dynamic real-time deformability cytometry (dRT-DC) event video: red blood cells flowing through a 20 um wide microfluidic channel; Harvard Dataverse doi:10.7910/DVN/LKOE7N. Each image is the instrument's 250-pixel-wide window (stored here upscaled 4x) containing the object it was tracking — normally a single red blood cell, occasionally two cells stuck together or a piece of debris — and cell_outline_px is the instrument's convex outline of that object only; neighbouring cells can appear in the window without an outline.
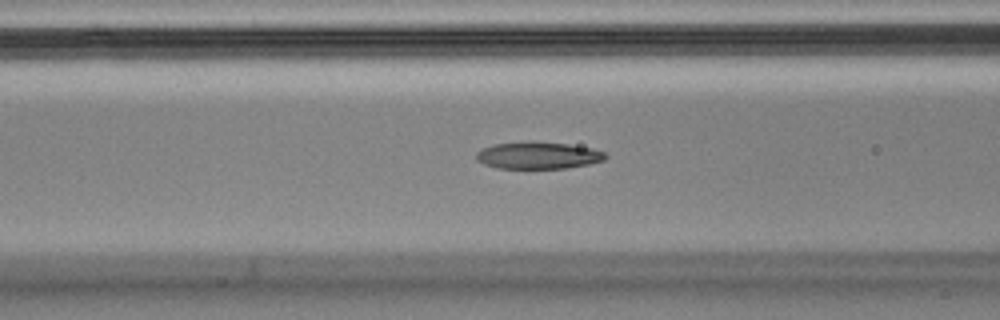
{"species": "Egyptian fruit bat (a non-hibernating species)", "species_latin": "Rousettus aegyptiacus", "temperature_condition": "cold", "stored_images_in_passage": 55, "camera_frame_rate_fps": 3000, "um_per_image_px": 0.085, "animal": {"sex": "male"}, "frame": {"image": 1, "passage_image": 21, "time_ms": 6.667, "image_size_px": [1000, 320], "cell_outline_px": [[608, 156], [604, 160], [588, 164], [568, 168], [496, 168], [484, 164], [476, 160], [476, 152], [492, 144], [568, 144], [592, 148], [604, 152]], "centroid_in_image_um": [45.76, 13.25], "position_along_channel_um": 120.8, "area_um2": 19.48}}
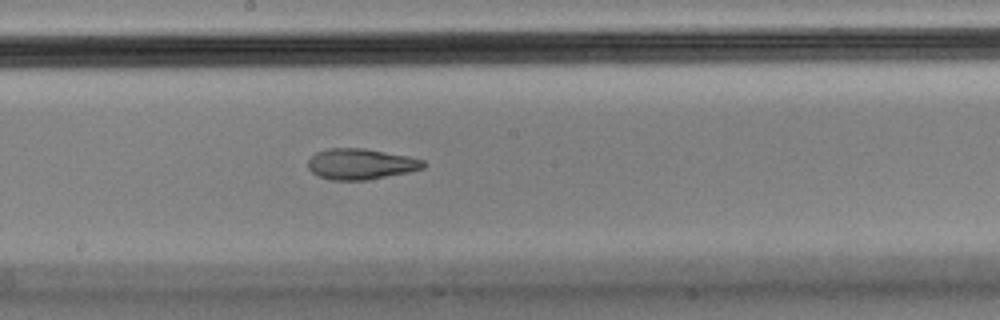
{"frame": {"image": 2, "passage_image": 29, "time_ms": 9.333, "image_size_px": [1000, 320], "cell_outline_px": [[424, 168], [408, 172], [368, 180], [328, 180], [316, 176], [308, 168], [308, 160], [316, 152], [328, 148], [364, 148], [408, 156], [424, 160]], "centroid_in_image_um": [30.63, 13.95], "position_along_channel_um": 217.6, "area_um2": 20.81}}
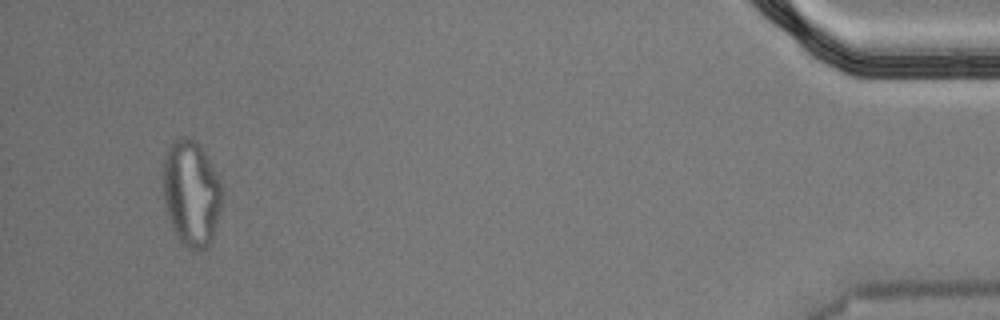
{"frame": {"image": 3, "passage_image": 52, "time_ms": 17.0, "image_size_px": [1000, 320], "cell_outline_px": [[224, 196], [212, 240], [204, 248], [188, 248], [176, 236], [172, 228], [168, 216], [164, 200], [164, 160], [168, 148], [172, 140], [180, 136], [188, 136], [196, 140], [204, 152], [220, 180], [224, 192]], "centroid_in_image_um": [16.28, 16.38], "position_along_channel_um": 418.9, "area_um2": 36.36}, "authors_computed_cell_mechanics": {"area_um2": 20.808, "velocity_mm_per_s": 3.6197, "shape_relaxation_time_tau1_ms": null, "shape_relaxation_time_tau2_ms": 3.2839, "deformation_change_tau1": null, "deformation_change_tau2": 0.1141}}